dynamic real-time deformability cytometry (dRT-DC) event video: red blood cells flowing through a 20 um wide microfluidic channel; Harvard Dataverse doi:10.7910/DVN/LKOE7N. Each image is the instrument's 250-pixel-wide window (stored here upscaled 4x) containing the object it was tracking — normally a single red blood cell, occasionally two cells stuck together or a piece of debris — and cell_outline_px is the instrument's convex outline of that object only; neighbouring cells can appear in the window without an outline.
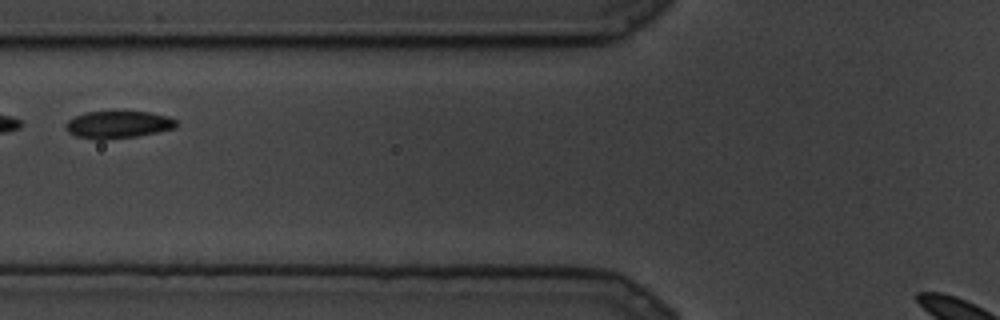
{"species": "common noctule bat (a hibernating species)", "species_latin": "Nyctalus noctula", "temperature_condition": "cold", "stored_images_in_passage": 6, "camera_frame_rate_fps": 3000, "um_per_image_px": 0.085, "animal": {"sex": "male", "body_mass_g": 19.5, "forearm_length_mm": 54.6}, "frame": {"image": 1, "passage_image": 5, "time_ms": 1.333, "image_size_px": [1000, 320], "cell_outline_px": [[176, 128], [136, 136], [104, 140], [96, 140], [76, 136], [68, 132], [64, 128], [64, 124], [68, 120], [84, 112], [148, 112], [168, 116], [176, 120]], "centroid_in_image_um": [9.99, 10.6], "position_along_channel_um": 115.8, "area_um2": 17.57}}